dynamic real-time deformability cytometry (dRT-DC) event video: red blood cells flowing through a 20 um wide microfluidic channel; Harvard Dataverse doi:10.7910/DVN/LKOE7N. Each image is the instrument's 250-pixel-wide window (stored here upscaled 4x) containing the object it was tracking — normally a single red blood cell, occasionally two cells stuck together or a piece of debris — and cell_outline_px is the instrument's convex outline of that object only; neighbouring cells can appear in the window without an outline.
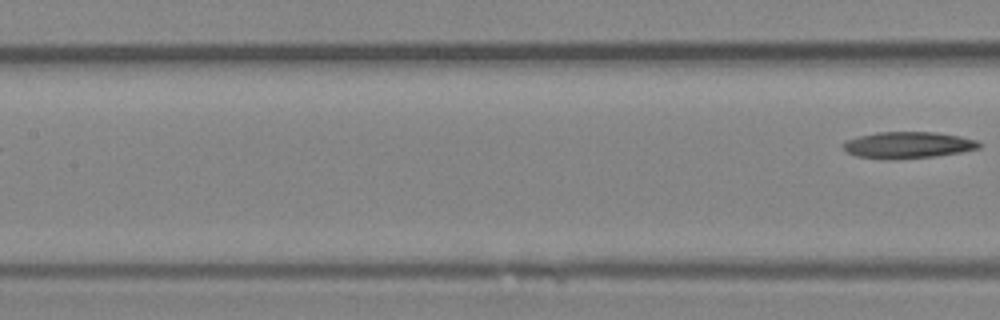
{"species": "Egyptian fruit bat (a non-hibernating species)", "species_latin": "Rousettus aegyptiacus", "temperature_condition": "room temperature", "stored_images_in_passage": 6, "segment_of_instrument_passage": [2, 2], "camera_frame_rate_fps": 3000, "um_per_image_px": 0.085, "animal": {"sex": "female"}, "frame": {"image": 1, "passage_image": 6, "time_ms": 6.0, "image_size_px": [1000, 320], "cell_outline_px": [[980, 148], [960, 152], [936, 156], [892, 160], [884, 160], [856, 156], [848, 152], [840, 144], [844, 140], [860, 136], [880, 132], [936, 132], [960, 136], [976, 140], [980, 144]], "centroid_in_image_um": [77.14, 12.34], "position_along_channel_um": 130.3, "area_um2": 21.15}}